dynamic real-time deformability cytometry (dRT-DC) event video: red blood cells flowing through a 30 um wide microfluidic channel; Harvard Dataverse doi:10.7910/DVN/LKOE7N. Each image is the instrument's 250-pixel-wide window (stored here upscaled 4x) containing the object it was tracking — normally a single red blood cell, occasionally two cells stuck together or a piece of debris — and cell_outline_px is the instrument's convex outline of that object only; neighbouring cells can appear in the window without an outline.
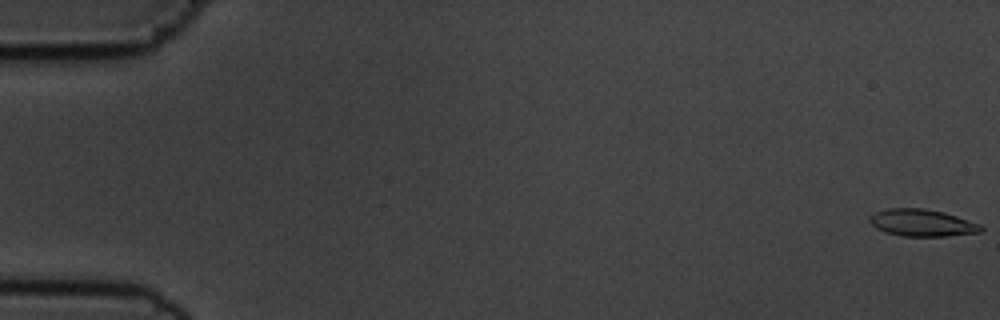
{"species": "common noctule bat (a hibernating species)", "species_latin": "Nyctalus noctula", "temperature_condition": "cold", "stored_images_in_passage": 56, "camera_frame_rate_fps": 3000, "um_per_image_px": 0.085, "animal": {"sex": "male", "body_mass_g": 19.5, "forearm_length_mm": 54.6}, "frame": {"image": 1, "passage_image": 1, "time_ms": 0.0, "image_size_px": [1000, 320], "cell_outline_px": [[984, 228], [980, 232], [944, 236], [900, 236], [884, 232], [876, 228], [868, 220], [868, 216], [876, 212], [888, 208], [924, 208], [944, 212], [980, 224]], "centroid_in_image_um": [78.33, 18.94], "position_along_channel_um": 6.7, "area_um2": 17.57}}
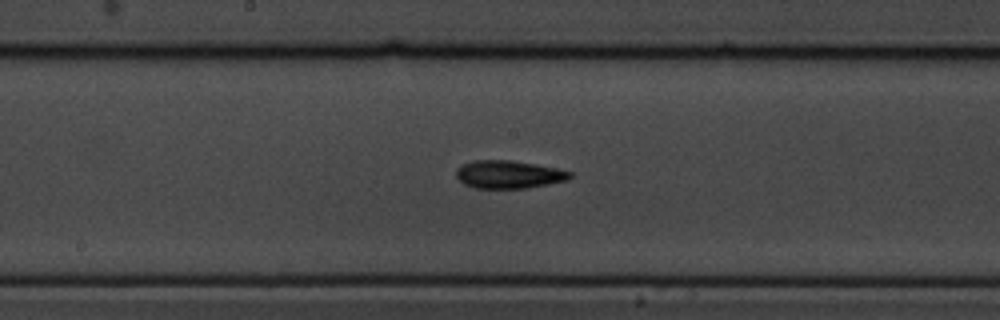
{"frame": {"image": 2, "passage_image": 30, "time_ms": 9.667, "image_size_px": [1000, 320], "cell_outline_px": [[572, 176], [568, 180], [548, 184], [524, 188], [472, 188], [464, 184], [456, 176], [456, 168], [464, 164], [476, 160], [512, 160], [536, 164], [556, 168], [572, 172]], "centroid_in_image_um": [43.24, 14.83], "position_along_channel_um": 205.0, "area_um2": 18.5}}
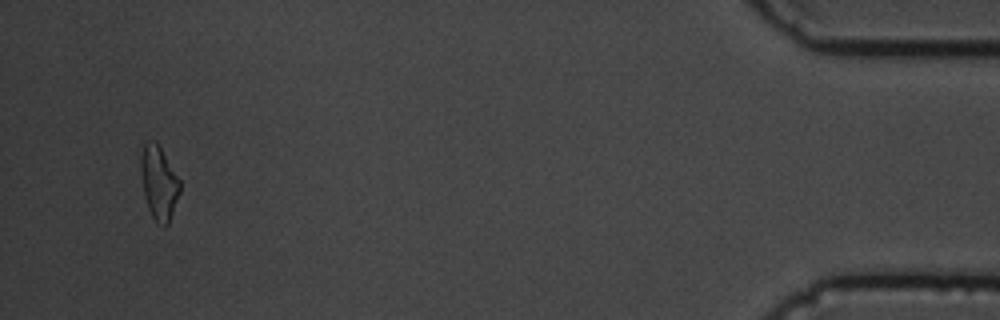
{"frame": {"image": 3, "passage_image": 54, "time_ms": 17.667, "image_size_px": [1000, 320], "cell_outline_px": [[180, 192], [168, 224], [164, 228], [152, 216], [148, 208], [144, 196], [140, 168], [140, 156], [144, 144], [148, 140], [156, 144], [160, 148], [180, 180]], "centroid_in_image_um": [13.49, 15.56], "position_along_channel_um": 421.7, "area_um2": 16.47}, "authors_computed_cell_mechanics": {"area_um2": 17.6579, "velocity_mm_per_s": 3.6447, "shape_relaxation_time_tau1_ms": 5.9801, "shape_relaxation_time_tau2_ms": 4.8296, "deformation_change_tau1": 0.171, "deformation_change_tau2": 0.1212}}